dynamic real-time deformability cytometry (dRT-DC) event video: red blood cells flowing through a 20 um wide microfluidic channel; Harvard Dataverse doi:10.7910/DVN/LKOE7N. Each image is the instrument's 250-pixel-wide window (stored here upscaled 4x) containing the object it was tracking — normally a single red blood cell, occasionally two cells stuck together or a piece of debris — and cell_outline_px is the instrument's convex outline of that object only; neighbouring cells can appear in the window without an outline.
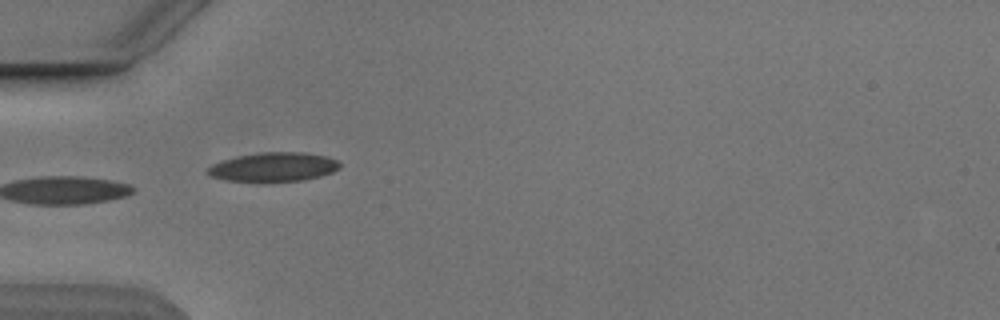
{"species": "Egyptian fruit bat (a non-hibernating species)", "species_latin": "Rousettus aegyptiacus", "temperature_condition": "cold", "stored_images_in_passage": 7, "camera_frame_rate_fps": 3000, "um_per_image_px": 0.085, "animal": {"sex": "male"}, "frame": {"image": 1, "passage_image": 3, "time_ms": 3.0, "image_size_px": [1000, 320], "cell_outline_px": [[340, 168], [332, 172], [320, 176], [300, 180], [228, 180], [212, 176], [208, 172], [208, 168], [212, 164], [224, 160], [240, 156], [260, 152], [304, 152], [328, 156], [336, 160], [340, 164]], "centroid_in_image_um": [23.32, 14.16], "position_along_channel_um": 61.7, "area_um2": 21.68}}
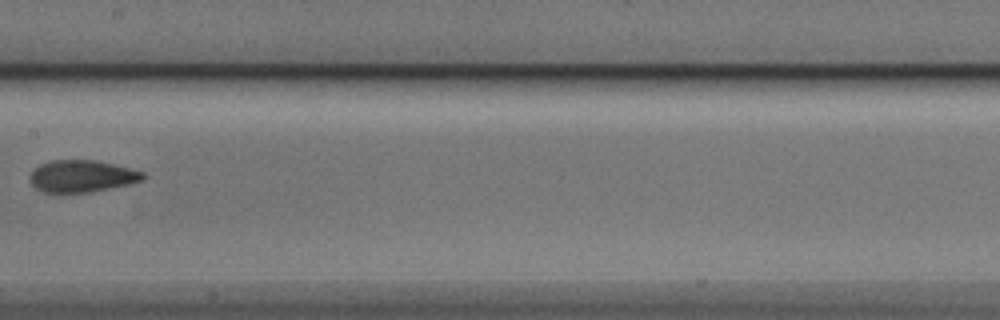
{"frame": {"image": 2, "passage_image": 6, "time_ms": 6.667, "image_size_px": [1000, 320], "cell_outline_px": [[144, 176], [140, 180], [128, 184], [88, 192], [44, 192], [36, 188], [32, 184], [32, 172], [40, 164], [48, 160], [92, 160], [112, 164], [144, 172]], "centroid_in_image_um": [6.93, 14.96], "position_along_channel_um": 200.5, "area_um2": 20.46}}
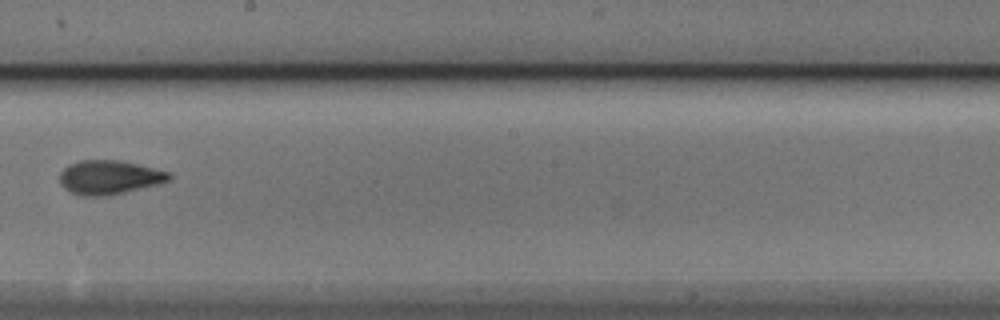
{"frame": {"image": 3, "passage_image": 7, "time_ms": 7.667, "image_size_px": [1000, 320], "cell_outline_px": [[172, 176], [168, 180], [156, 184], [124, 192], [104, 196], [80, 196], [64, 188], [60, 184], [60, 172], [68, 164], [80, 160], [120, 160], [168, 172]], "centroid_in_image_um": [9.22, 15.07], "position_along_channel_um": 239.0, "area_um2": 21.39}}